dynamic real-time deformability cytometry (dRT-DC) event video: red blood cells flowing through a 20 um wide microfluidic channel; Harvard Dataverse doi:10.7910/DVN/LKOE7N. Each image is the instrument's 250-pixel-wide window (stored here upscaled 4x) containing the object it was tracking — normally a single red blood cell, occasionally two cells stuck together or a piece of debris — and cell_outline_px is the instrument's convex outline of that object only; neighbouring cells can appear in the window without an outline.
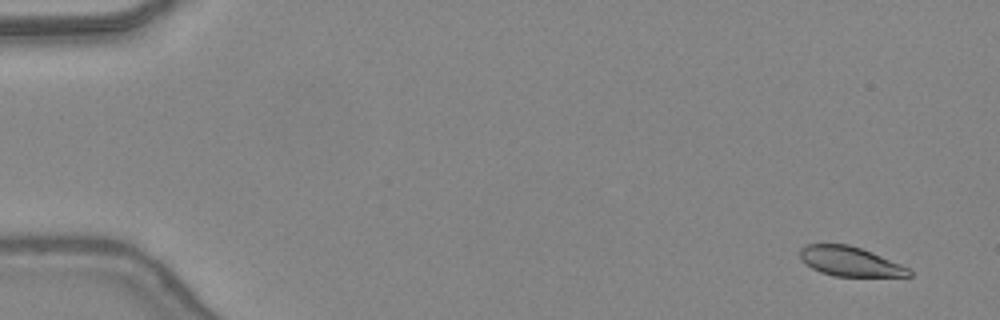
{"species": "common noctule bat (a hibernating species)", "species_latin": "Nyctalus noctula", "temperature_condition": "warm", "stored_images_in_passage": 48, "camera_frame_rate_fps": 3000, "um_per_image_px": 0.085, "animal": {"sex": "female", "body_mass_g": 24.6, "forearm_length_mm": 56.2}, "frame": {"image": 1, "passage_image": 3, "time_ms": 0.667, "image_size_px": [1000, 320], "cell_outline_px": [[912, 276], [836, 276], [820, 272], [812, 268], [800, 260], [800, 248], [808, 244], [848, 244], [872, 252], [900, 264], [908, 268], [912, 272]], "centroid_in_image_um": [72.22, 22.22], "position_along_channel_um": 12.8, "area_um2": 18.61}}
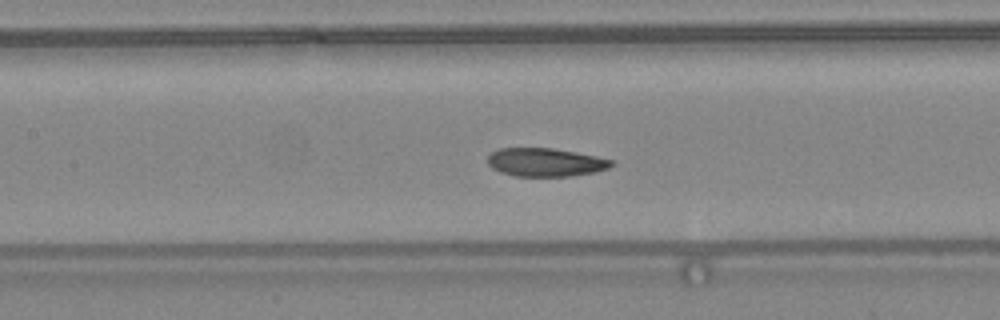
{"frame": {"image": 2, "passage_image": 23, "time_ms": 7.333, "image_size_px": [1000, 320], "cell_outline_px": [[616, 164], [608, 168], [596, 172], [572, 176], [516, 176], [500, 172], [492, 168], [488, 164], [488, 156], [492, 152], [500, 148], [552, 148], [576, 152], [596, 156], [612, 160]], "centroid_in_image_um": [46.38, 13.79], "position_along_channel_um": 161.0, "area_um2": 20.52}}
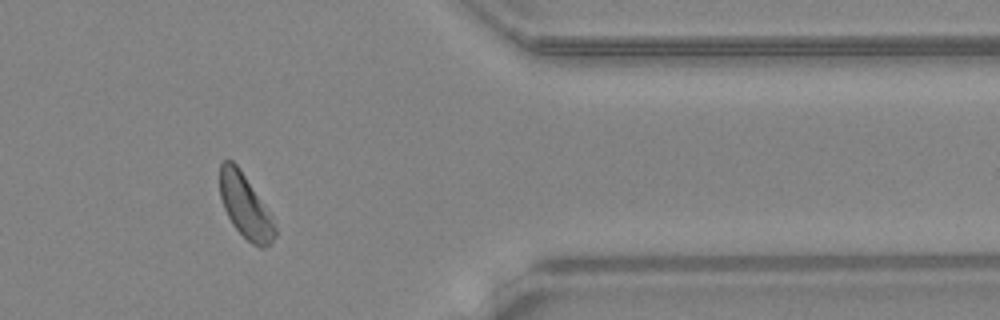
{"frame": {"image": 3, "passage_image": 40, "time_ms": 13.0, "image_size_px": [1000, 320], "cell_outline_px": [[276, 236], [272, 244], [264, 248], [260, 248], [252, 244], [232, 224], [224, 208], [220, 196], [220, 164], [224, 160], [232, 160], [236, 164], [268, 212], [276, 228]], "centroid_in_image_um": [20.84, 17.57], "position_along_channel_um": 390.6, "area_um2": 19.88}, "authors_computed_cell_mechanics": {"area_um2": 21.2704, "velocity_mm_per_s": 4.3843, "shape_relaxation_time_tau1_ms": 1.8434, "shape_relaxation_time_tau2_ms": 2.0394, "deformation_change_tau1": 0.1228, "deformation_change_tau2": 0.0794}}